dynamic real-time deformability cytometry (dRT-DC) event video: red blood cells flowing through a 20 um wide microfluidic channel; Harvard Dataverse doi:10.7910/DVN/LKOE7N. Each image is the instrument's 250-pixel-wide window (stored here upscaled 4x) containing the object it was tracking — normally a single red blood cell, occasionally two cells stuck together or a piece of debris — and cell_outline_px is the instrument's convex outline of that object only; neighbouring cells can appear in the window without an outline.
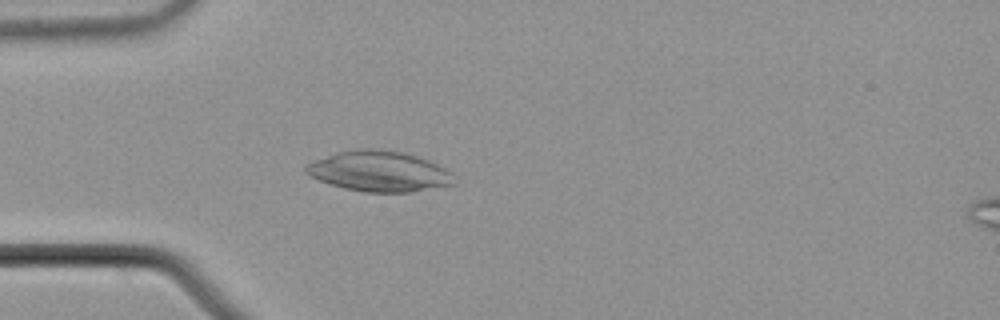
{"species": "common noctule bat (a hibernating species)", "species_latin": "Nyctalus noctula", "temperature_condition": "cold", "stored_images_in_passage": 56, "camera_frame_rate_fps": 3000, "um_per_image_px": 0.085, "animal": {"sex": "male", "body_mass_g": 21.5, "forearm_length_mm": 52.0}, "frame": {"image": 1, "passage_image": 17, "time_ms": 5.333, "image_size_px": [1000, 320], "cell_outline_px": [[456, 184], [412, 192], [364, 192], [344, 188], [328, 184], [308, 176], [304, 172], [304, 168], [308, 164], [316, 160], [336, 152], [356, 148], [376, 148], [404, 152], [428, 160], [452, 172], [456, 176]], "centroid_in_image_um": [32.23, 14.56], "position_along_channel_um": 52.8, "area_um2": 35.37}}
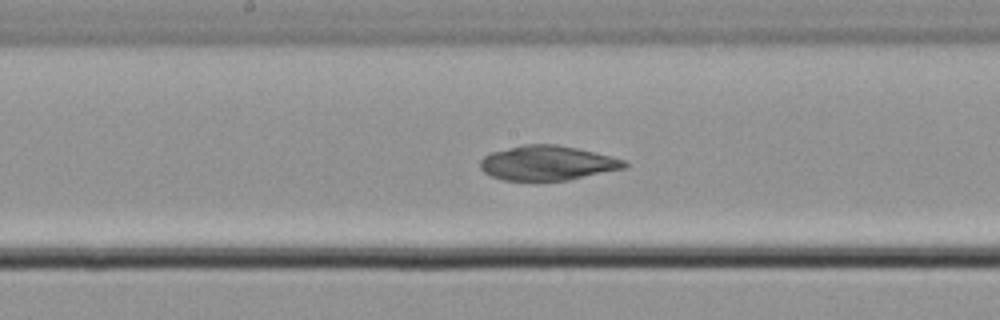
{"frame": {"image": 2, "passage_image": 30, "time_ms": 9.667, "image_size_px": [1000, 320], "cell_outline_px": [[628, 164], [624, 168], [568, 180], [504, 180], [492, 176], [484, 172], [480, 168], [480, 160], [488, 152], [524, 144], [556, 144], [576, 148], [624, 160]], "centroid_in_image_um": [46.46, 13.85], "position_along_channel_um": 201.7, "area_um2": 28.84}}
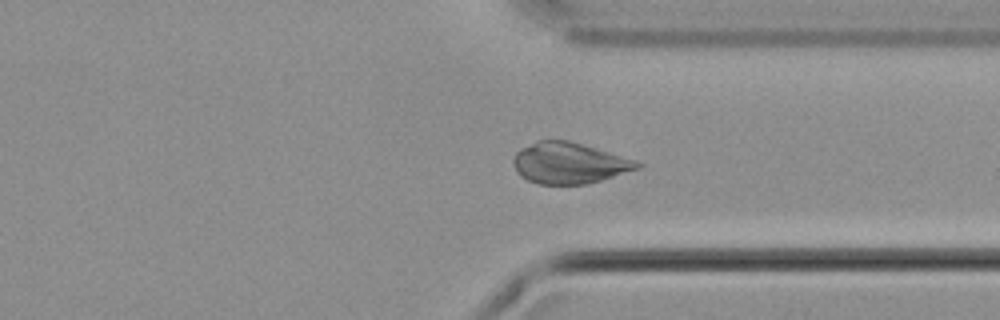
{"frame": {"image": 3, "passage_image": 43, "time_ms": 14.0, "image_size_px": [1000, 320], "cell_outline_px": [[644, 164], [640, 168], [588, 184], [540, 184], [528, 180], [520, 176], [516, 172], [512, 160], [516, 152], [520, 148], [536, 140], [568, 140], [636, 160]], "centroid_in_image_um": [48.35, 13.86], "position_along_channel_um": 363.0, "area_um2": 29.71}}